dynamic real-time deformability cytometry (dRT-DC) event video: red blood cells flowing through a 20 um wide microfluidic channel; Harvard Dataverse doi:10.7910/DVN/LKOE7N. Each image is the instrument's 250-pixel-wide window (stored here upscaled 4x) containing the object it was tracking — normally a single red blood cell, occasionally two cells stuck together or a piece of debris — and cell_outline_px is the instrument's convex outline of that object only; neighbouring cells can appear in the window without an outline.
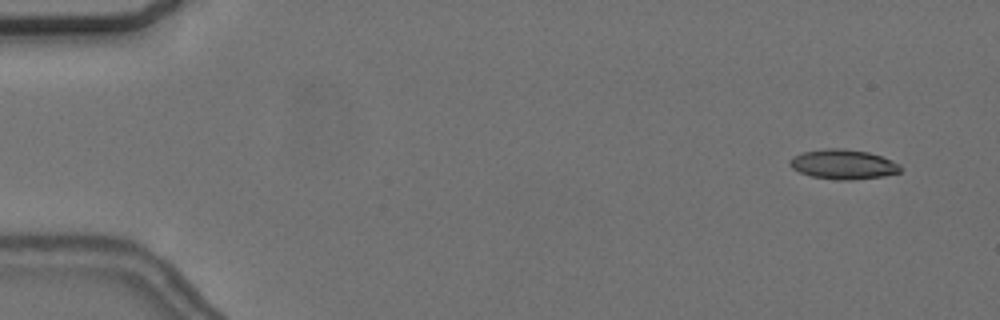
{"species": "common noctule bat (a hibernating species)", "species_latin": "Nyctalus noctula", "temperature_condition": "cold", "stored_images_in_passage": 56, "camera_frame_rate_fps": 3000, "um_per_image_px": 0.085, "animal": {"sex": "female", "body_mass_g": 24.6, "forearm_length_mm": 56.2}, "frame": {"image": 1, "passage_image": 4, "time_ms": 1.0, "image_size_px": [1000, 320], "cell_outline_px": [[904, 168], [900, 172], [884, 176], [852, 180], [836, 180], [812, 176], [800, 172], [792, 168], [788, 164], [788, 160], [792, 156], [800, 152], [828, 148], [844, 148], [868, 152], [892, 160], [900, 164]], "centroid_in_image_um": [71.67, 13.96], "position_along_channel_um": 13.3, "area_um2": 19.42}}
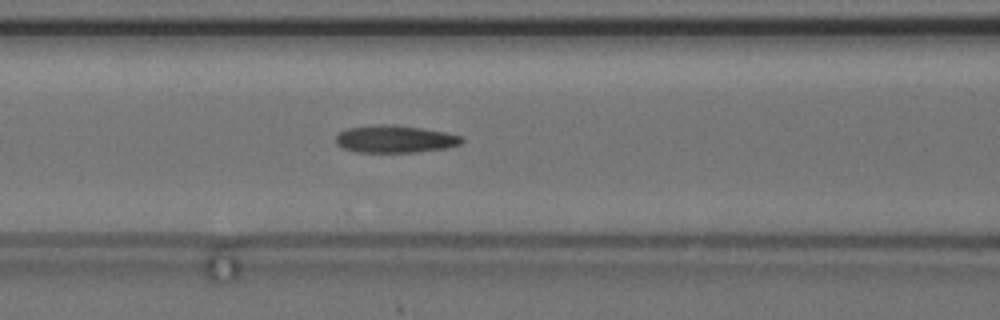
{"frame": {"image": 2, "passage_image": 24, "time_ms": 7.667, "image_size_px": [1000, 320], "cell_outline_px": [[464, 140], [460, 144], [444, 148], [416, 152], [356, 152], [344, 148], [336, 144], [336, 136], [340, 132], [348, 128], [384, 124], [392, 124], [420, 128], [444, 132], [460, 136]], "centroid_in_image_um": [33.55, 11.82], "position_along_channel_um": 133.1, "area_um2": 19.83}}
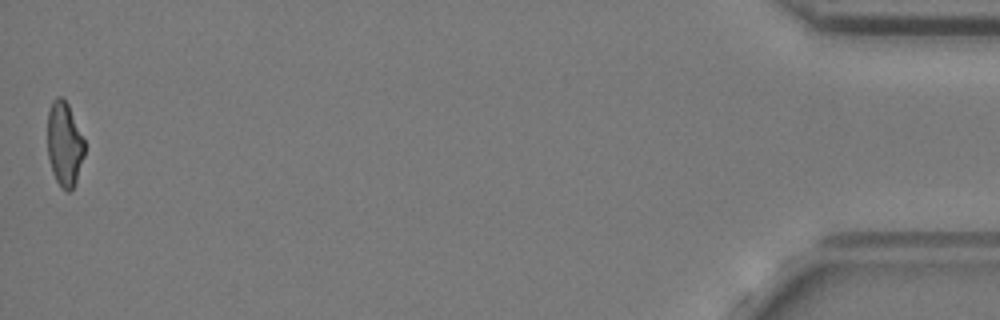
{"frame": {"image": 3, "passage_image": 56, "time_ms": 18.333, "image_size_px": [1000, 320], "cell_outline_px": [[84, 156], [76, 180], [72, 188], [68, 192], [60, 188], [52, 172], [48, 156], [48, 112], [52, 100], [56, 96], [60, 96], [68, 104], [84, 140]], "centroid_in_image_um": [5.46, 12.25], "position_along_channel_um": 429.7, "area_um2": 18.09}, "authors_computed_cell_mechanics": {"area_um2": 19.5364, "velocity_mm_per_s": 3.679, "shape_relaxation_time_tau1_ms": 10.6547, "shape_relaxation_time_tau2_ms": 2.5185, "deformation_change_tau1": 0.2452, "deformation_change_tau2": 0.1164}}